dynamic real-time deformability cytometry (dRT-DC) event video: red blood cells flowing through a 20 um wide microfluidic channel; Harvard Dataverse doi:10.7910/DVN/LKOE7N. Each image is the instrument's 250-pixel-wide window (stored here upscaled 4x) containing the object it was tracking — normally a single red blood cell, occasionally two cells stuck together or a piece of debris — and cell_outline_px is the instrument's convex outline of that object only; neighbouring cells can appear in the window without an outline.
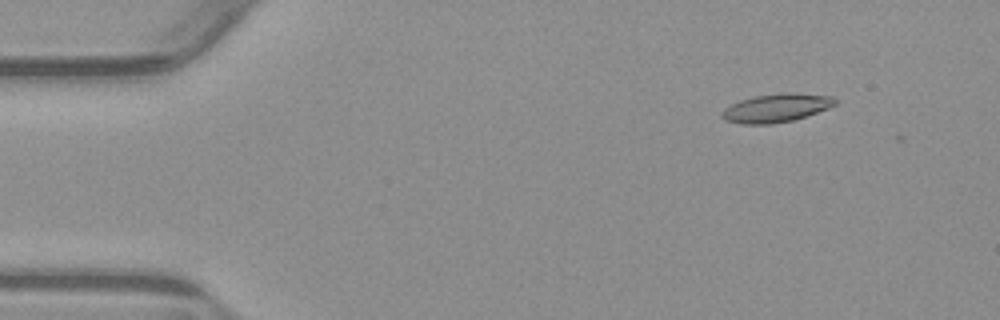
{"species": "common noctule bat (a hibernating species)", "species_latin": "Nyctalus noctula", "temperature_condition": "warm", "stored_images_in_passage": 4, "camera_frame_rate_fps": 3000, "um_per_image_px": 0.085, "animal": {"sex": "male", "body_mass_g": 23.1, "forearm_length_mm": 52.7}, "frame": {"image": 1, "passage_image": 2, "time_ms": 0.333, "image_size_px": [1000, 320], "cell_outline_px": [[836, 104], [828, 108], [792, 120], [772, 124], [740, 124], [724, 120], [720, 116], [724, 108], [740, 100], [756, 96], [832, 96], [836, 100]], "centroid_in_image_um": [65.86, 9.25], "position_along_channel_um": 19.1, "area_um2": 17.46}}